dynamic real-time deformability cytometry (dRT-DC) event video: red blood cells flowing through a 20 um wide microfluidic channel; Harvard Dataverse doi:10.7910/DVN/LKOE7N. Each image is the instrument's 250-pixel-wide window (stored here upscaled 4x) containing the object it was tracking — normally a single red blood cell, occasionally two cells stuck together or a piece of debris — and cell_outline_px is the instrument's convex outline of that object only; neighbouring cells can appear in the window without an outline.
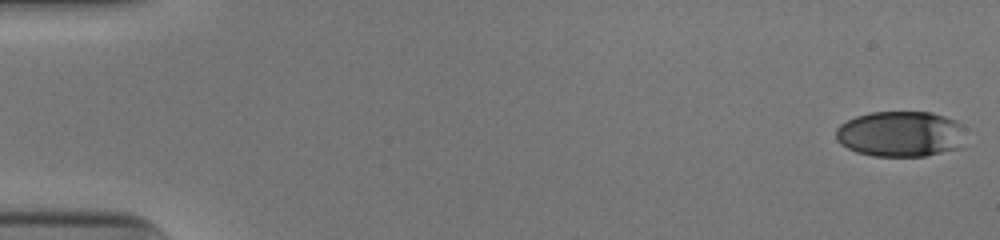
{"species": "human", "species_latin": "Homo sapiens", "temperature_condition": "cold", "stored_images_in_passage": 52, "camera_frame_rate_fps": 3000, "um_per_image_px": 0.085, "donor": {"sex": "male"}, "frame": {"image": 1, "passage_image": 1, "time_ms": 0.0, "image_size_px": [1000, 240], "cell_outline_px": [[964, 124], [960, 148], [924, 156], [872, 156], [856, 152], [840, 144], [836, 140], [836, 128], [840, 124], [856, 116], [868, 112], [932, 112], [956, 120]], "centroid_in_image_um": [76.53, 11.38], "position_along_channel_um": 8.5, "area_um2": 34.74}}
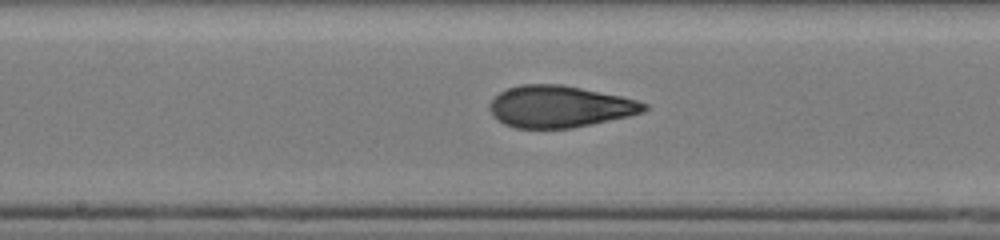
{"frame": {"image": 2, "passage_image": 28, "time_ms": 9.0, "image_size_px": [1000, 240], "cell_outline_px": [[648, 108], [644, 112], [628, 116], [592, 124], [572, 128], [516, 128], [504, 124], [492, 116], [488, 104], [500, 92], [508, 88], [520, 84], [560, 84], [620, 96], [636, 100], [648, 104]], "centroid_in_image_um": [47.55, 9.06], "position_along_channel_um": 200.7, "area_um2": 37.45}}
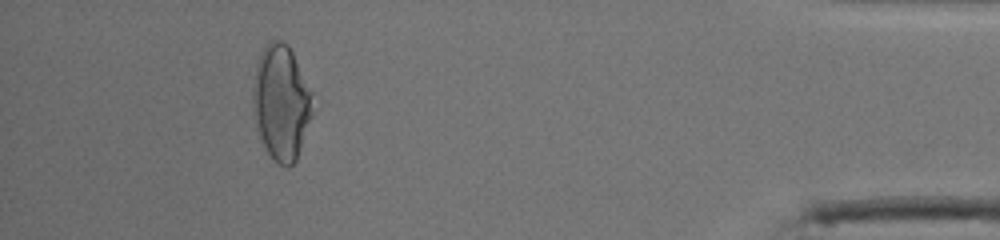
{"frame": {"image": 3, "passage_image": 48, "time_ms": 15.667, "image_size_px": [1000, 240], "cell_outline_px": [[312, 116], [296, 160], [288, 168], [284, 168], [276, 164], [268, 152], [260, 136], [252, 112], [252, 88], [256, 64], [268, 40], [280, 40], [288, 44], [312, 92]], "centroid_in_image_um": [23.89, 8.73], "position_along_channel_um": 411.3, "area_um2": 40.11}, "authors_computed_cell_mechanics": {"area_um2": 36.8475, "velocity_mm_per_s": 3.9557, "shape_relaxation_time_tau1_ms": 8.6089, "shape_relaxation_time_tau2_ms": 1.4675, "deformation_change_tau1": 0.28, "deformation_change_tau2": 0.0878}}